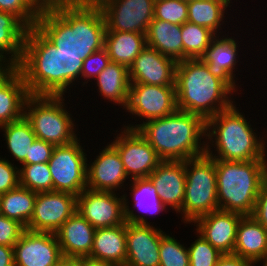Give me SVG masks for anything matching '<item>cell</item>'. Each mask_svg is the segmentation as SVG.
Returning a JSON list of instances; mask_svg holds the SVG:
<instances>
[{
	"label": "cell",
	"instance_id": "obj_1",
	"mask_svg": "<svg viewBox=\"0 0 267 266\" xmlns=\"http://www.w3.org/2000/svg\"><path fill=\"white\" fill-rule=\"evenodd\" d=\"M36 28L61 53L83 55V61L104 48L105 18L94 0L44 4Z\"/></svg>",
	"mask_w": 267,
	"mask_h": 266
},
{
	"label": "cell",
	"instance_id": "obj_2",
	"mask_svg": "<svg viewBox=\"0 0 267 266\" xmlns=\"http://www.w3.org/2000/svg\"><path fill=\"white\" fill-rule=\"evenodd\" d=\"M82 67L83 55L61 53L36 27L27 30L23 58L16 68L30 95L71 94L76 82L81 84Z\"/></svg>",
	"mask_w": 267,
	"mask_h": 266
},
{
	"label": "cell",
	"instance_id": "obj_3",
	"mask_svg": "<svg viewBox=\"0 0 267 266\" xmlns=\"http://www.w3.org/2000/svg\"><path fill=\"white\" fill-rule=\"evenodd\" d=\"M236 105L206 120L205 154L224 161L267 159V131L257 132Z\"/></svg>",
	"mask_w": 267,
	"mask_h": 266
},
{
	"label": "cell",
	"instance_id": "obj_4",
	"mask_svg": "<svg viewBox=\"0 0 267 266\" xmlns=\"http://www.w3.org/2000/svg\"><path fill=\"white\" fill-rule=\"evenodd\" d=\"M137 130L162 160L186 161L205 154L206 120L198 114L177 109Z\"/></svg>",
	"mask_w": 267,
	"mask_h": 266
},
{
	"label": "cell",
	"instance_id": "obj_5",
	"mask_svg": "<svg viewBox=\"0 0 267 266\" xmlns=\"http://www.w3.org/2000/svg\"><path fill=\"white\" fill-rule=\"evenodd\" d=\"M177 109L205 120L232 106L234 91L209 72L201 59L177 62L175 78Z\"/></svg>",
	"mask_w": 267,
	"mask_h": 266
},
{
	"label": "cell",
	"instance_id": "obj_6",
	"mask_svg": "<svg viewBox=\"0 0 267 266\" xmlns=\"http://www.w3.org/2000/svg\"><path fill=\"white\" fill-rule=\"evenodd\" d=\"M219 210L251 216L260 185L267 176V159H215Z\"/></svg>",
	"mask_w": 267,
	"mask_h": 266
},
{
	"label": "cell",
	"instance_id": "obj_7",
	"mask_svg": "<svg viewBox=\"0 0 267 266\" xmlns=\"http://www.w3.org/2000/svg\"><path fill=\"white\" fill-rule=\"evenodd\" d=\"M65 96L30 95L25 103L24 117L36 138L54 146L68 145L78 139L79 124L67 110Z\"/></svg>",
	"mask_w": 267,
	"mask_h": 266
},
{
	"label": "cell",
	"instance_id": "obj_8",
	"mask_svg": "<svg viewBox=\"0 0 267 266\" xmlns=\"http://www.w3.org/2000/svg\"><path fill=\"white\" fill-rule=\"evenodd\" d=\"M185 176V198L177 214L182 216V223L190 225L198 217L219 210L215 159L204 154L186 160Z\"/></svg>",
	"mask_w": 267,
	"mask_h": 266
},
{
	"label": "cell",
	"instance_id": "obj_9",
	"mask_svg": "<svg viewBox=\"0 0 267 266\" xmlns=\"http://www.w3.org/2000/svg\"><path fill=\"white\" fill-rule=\"evenodd\" d=\"M79 139L68 145L55 146L48 161L53 191L79 196L87 188L88 155ZM81 144V145H80Z\"/></svg>",
	"mask_w": 267,
	"mask_h": 266
},
{
	"label": "cell",
	"instance_id": "obj_10",
	"mask_svg": "<svg viewBox=\"0 0 267 266\" xmlns=\"http://www.w3.org/2000/svg\"><path fill=\"white\" fill-rule=\"evenodd\" d=\"M176 110L177 98L175 86H154L144 83H131L129 100L124 111L132 116L130 117L132 120L136 118V122H132L133 124L127 123V125L123 124L122 127L137 130L145 122L165 117L174 113ZM139 119L143 121L141 122ZM138 121L140 122L139 124H137Z\"/></svg>",
	"mask_w": 267,
	"mask_h": 266
},
{
	"label": "cell",
	"instance_id": "obj_11",
	"mask_svg": "<svg viewBox=\"0 0 267 266\" xmlns=\"http://www.w3.org/2000/svg\"><path fill=\"white\" fill-rule=\"evenodd\" d=\"M111 144L117 149L129 180L148 178L163 161L148 141L138 132L121 127ZM118 132V133H117Z\"/></svg>",
	"mask_w": 267,
	"mask_h": 266
},
{
	"label": "cell",
	"instance_id": "obj_12",
	"mask_svg": "<svg viewBox=\"0 0 267 266\" xmlns=\"http://www.w3.org/2000/svg\"><path fill=\"white\" fill-rule=\"evenodd\" d=\"M105 18L106 31L147 34L155 0H94Z\"/></svg>",
	"mask_w": 267,
	"mask_h": 266
},
{
	"label": "cell",
	"instance_id": "obj_13",
	"mask_svg": "<svg viewBox=\"0 0 267 266\" xmlns=\"http://www.w3.org/2000/svg\"><path fill=\"white\" fill-rule=\"evenodd\" d=\"M77 210V196L48 191L36 195L32 217L25 228L34 232L55 233Z\"/></svg>",
	"mask_w": 267,
	"mask_h": 266
},
{
	"label": "cell",
	"instance_id": "obj_14",
	"mask_svg": "<svg viewBox=\"0 0 267 266\" xmlns=\"http://www.w3.org/2000/svg\"><path fill=\"white\" fill-rule=\"evenodd\" d=\"M121 194V196H120ZM95 229L126 223L122 193L85 189L77 196V210Z\"/></svg>",
	"mask_w": 267,
	"mask_h": 266
},
{
	"label": "cell",
	"instance_id": "obj_15",
	"mask_svg": "<svg viewBox=\"0 0 267 266\" xmlns=\"http://www.w3.org/2000/svg\"><path fill=\"white\" fill-rule=\"evenodd\" d=\"M96 155L87 163V189L116 193L122 189L124 192L129 178L117 149L108 142Z\"/></svg>",
	"mask_w": 267,
	"mask_h": 266
},
{
	"label": "cell",
	"instance_id": "obj_16",
	"mask_svg": "<svg viewBox=\"0 0 267 266\" xmlns=\"http://www.w3.org/2000/svg\"><path fill=\"white\" fill-rule=\"evenodd\" d=\"M14 266H55L63 256L55 233L25 229L13 246Z\"/></svg>",
	"mask_w": 267,
	"mask_h": 266
},
{
	"label": "cell",
	"instance_id": "obj_17",
	"mask_svg": "<svg viewBox=\"0 0 267 266\" xmlns=\"http://www.w3.org/2000/svg\"><path fill=\"white\" fill-rule=\"evenodd\" d=\"M166 234L160 226L126 222L125 266H159L160 240Z\"/></svg>",
	"mask_w": 267,
	"mask_h": 266
},
{
	"label": "cell",
	"instance_id": "obj_18",
	"mask_svg": "<svg viewBox=\"0 0 267 266\" xmlns=\"http://www.w3.org/2000/svg\"><path fill=\"white\" fill-rule=\"evenodd\" d=\"M226 35H216L201 60L207 65L211 74L223 80L234 92L238 93L242 84L238 85L235 72L239 69L236 67L241 49L238 48L237 37Z\"/></svg>",
	"mask_w": 267,
	"mask_h": 266
},
{
	"label": "cell",
	"instance_id": "obj_19",
	"mask_svg": "<svg viewBox=\"0 0 267 266\" xmlns=\"http://www.w3.org/2000/svg\"><path fill=\"white\" fill-rule=\"evenodd\" d=\"M177 61L146 46L129 67L131 83L175 86Z\"/></svg>",
	"mask_w": 267,
	"mask_h": 266
},
{
	"label": "cell",
	"instance_id": "obj_20",
	"mask_svg": "<svg viewBox=\"0 0 267 266\" xmlns=\"http://www.w3.org/2000/svg\"><path fill=\"white\" fill-rule=\"evenodd\" d=\"M243 215L222 210L198 217L191 224L195 230L222 254H233L237 227Z\"/></svg>",
	"mask_w": 267,
	"mask_h": 266
},
{
	"label": "cell",
	"instance_id": "obj_21",
	"mask_svg": "<svg viewBox=\"0 0 267 266\" xmlns=\"http://www.w3.org/2000/svg\"><path fill=\"white\" fill-rule=\"evenodd\" d=\"M162 203L178 213L185 198V161L163 160L148 176Z\"/></svg>",
	"mask_w": 267,
	"mask_h": 266
},
{
	"label": "cell",
	"instance_id": "obj_22",
	"mask_svg": "<svg viewBox=\"0 0 267 266\" xmlns=\"http://www.w3.org/2000/svg\"><path fill=\"white\" fill-rule=\"evenodd\" d=\"M130 187L125 188L130 190L129 194L132 197L133 203H130L128 192L123 193L124 199V211H125V220L126 222L133 224H151L155 222H148L147 214L155 215L158 213H162L164 210L167 213V207L162 203L160 196L157 193V189L150 181L149 178H141L131 180L129 185ZM132 206L130 207L129 206ZM134 209H136L139 213L137 214ZM135 211V212H134ZM141 211V213H140ZM145 213V215H144Z\"/></svg>",
	"mask_w": 267,
	"mask_h": 266
},
{
	"label": "cell",
	"instance_id": "obj_23",
	"mask_svg": "<svg viewBox=\"0 0 267 266\" xmlns=\"http://www.w3.org/2000/svg\"><path fill=\"white\" fill-rule=\"evenodd\" d=\"M95 228L77 211L55 232L63 256L88 257Z\"/></svg>",
	"mask_w": 267,
	"mask_h": 266
},
{
	"label": "cell",
	"instance_id": "obj_24",
	"mask_svg": "<svg viewBox=\"0 0 267 266\" xmlns=\"http://www.w3.org/2000/svg\"><path fill=\"white\" fill-rule=\"evenodd\" d=\"M126 223L95 230L91 254L88 258L125 266L126 252Z\"/></svg>",
	"mask_w": 267,
	"mask_h": 266
},
{
	"label": "cell",
	"instance_id": "obj_25",
	"mask_svg": "<svg viewBox=\"0 0 267 266\" xmlns=\"http://www.w3.org/2000/svg\"><path fill=\"white\" fill-rule=\"evenodd\" d=\"M29 96L24 77L15 68L0 83V126L24 117V107Z\"/></svg>",
	"mask_w": 267,
	"mask_h": 266
},
{
	"label": "cell",
	"instance_id": "obj_26",
	"mask_svg": "<svg viewBox=\"0 0 267 266\" xmlns=\"http://www.w3.org/2000/svg\"><path fill=\"white\" fill-rule=\"evenodd\" d=\"M234 255L256 265L267 256V230L252 216H243L237 227Z\"/></svg>",
	"mask_w": 267,
	"mask_h": 266
},
{
	"label": "cell",
	"instance_id": "obj_27",
	"mask_svg": "<svg viewBox=\"0 0 267 266\" xmlns=\"http://www.w3.org/2000/svg\"><path fill=\"white\" fill-rule=\"evenodd\" d=\"M98 96L103 100L118 105L123 110L129 100L130 78L129 68L116 62H110L107 67L94 79ZM97 84V85H96Z\"/></svg>",
	"mask_w": 267,
	"mask_h": 266
},
{
	"label": "cell",
	"instance_id": "obj_28",
	"mask_svg": "<svg viewBox=\"0 0 267 266\" xmlns=\"http://www.w3.org/2000/svg\"><path fill=\"white\" fill-rule=\"evenodd\" d=\"M182 25L153 19L147 34V46L175 61L183 60Z\"/></svg>",
	"mask_w": 267,
	"mask_h": 266
},
{
	"label": "cell",
	"instance_id": "obj_29",
	"mask_svg": "<svg viewBox=\"0 0 267 266\" xmlns=\"http://www.w3.org/2000/svg\"><path fill=\"white\" fill-rule=\"evenodd\" d=\"M147 46L146 34L137 32L106 31L104 48L111 62L129 68Z\"/></svg>",
	"mask_w": 267,
	"mask_h": 266
},
{
	"label": "cell",
	"instance_id": "obj_30",
	"mask_svg": "<svg viewBox=\"0 0 267 266\" xmlns=\"http://www.w3.org/2000/svg\"><path fill=\"white\" fill-rule=\"evenodd\" d=\"M232 2V0H190L187 21L207 27L216 35L225 34V31H221L223 30L221 26L227 22L225 15L229 16L227 11L231 10Z\"/></svg>",
	"mask_w": 267,
	"mask_h": 266
},
{
	"label": "cell",
	"instance_id": "obj_31",
	"mask_svg": "<svg viewBox=\"0 0 267 266\" xmlns=\"http://www.w3.org/2000/svg\"><path fill=\"white\" fill-rule=\"evenodd\" d=\"M28 28L13 14L0 11V52L15 66L23 58Z\"/></svg>",
	"mask_w": 267,
	"mask_h": 266
},
{
	"label": "cell",
	"instance_id": "obj_32",
	"mask_svg": "<svg viewBox=\"0 0 267 266\" xmlns=\"http://www.w3.org/2000/svg\"><path fill=\"white\" fill-rule=\"evenodd\" d=\"M36 195V192L21 186L0 195V214L26 228L33 214Z\"/></svg>",
	"mask_w": 267,
	"mask_h": 266
},
{
	"label": "cell",
	"instance_id": "obj_33",
	"mask_svg": "<svg viewBox=\"0 0 267 266\" xmlns=\"http://www.w3.org/2000/svg\"><path fill=\"white\" fill-rule=\"evenodd\" d=\"M0 132H3L4 141L12 159L21 165L26 158H29V150L36 139L30 123L25 117L0 126Z\"/></svg>",
	"mask_w": 267,
	"mask_h": 266
},
{
	"label": "cell",
	"instance_id": "obj_34",
	"mask_svg": "<svg viewBox=\"0 0 267 266\" xmlns=\"http://www.w3.org/2000/svg\"><path fill=\"white\" fill-rule=\"evenodd\" d=\"M183 60L201 59L216 34L209 28L190 22L182 24Z\"/></svg>",
	"mask_w": 267,
	"mask_h": 266
},
{
	"label": "cell",
	"instance_id": "obj_35",
	"mask_svg": "<svg viewBox=\"0 0 267 266\" xmlns=\"http://www.w3.org/2000/svg\"><path fill=\"white\" fill-rule=\"evenodd\" d=\"M18 166L19 186L36 193L53 191L52 175L48 162Z\"/></svg>",
	"mask_w": 267,
	"mask_h": 266
},
{
	"label": "cell",
	"instance_id": "obj_36",
	"mask_svg": "<svg viewBox=\"0 0 267 266\" xmlns=\"http://www.w3.org/2000/svg\"><path fill=\"white\" fill-rule=\"evenodd\" d=\"M43 5L40 0H0V11L13 14L29 29L36 27Z\"/></svg>",
	"mask_w": 267,
	"mask_h": 266
},
{
	"label": "cell",
	"instance_id": "obj_37",
	"mask_svg": "<svg viewBox=\"0 0 267 266\" xmlns=\"http://www.w3.org/2000/svg\"><path fill=\"white\" fill-rule=\"evenodd\" d=\"M166 233L160 240L159 266H190L188 246Z\"/></svg>",
	"mask_w": 267,
	"mask_h": 266
},
{
	"label": "cell",
	"instance_id": "obj_38",
	"mask_svg": "<svg viewBox=\"0 0 267 266\" xmlns=\"http://www.w3.org/2000/svg\"><path fill=\"white\" fill-rule=\"evenodd\" d=\"M154 19L182 25L188 19L187 0H155Z\"/></svg>",
	"mask_w": 267,
	"mask_h": 266
},
{
	"label": "cell",
	"instance_id": "obj_39",
	"mask_svg": "<svg viewBox=\"0 0 267 266\" xmlns=\"http://www.w3.org/2000/svg\"><path fill=\"white\" fill-rule=\"evenodd\" d=\"M196 239L188 248L190 266H215L223 255L196 230Z\"/></svg>",
	"mask_w": 267,
	"mask_h": 266
},
{
	"label": "cell",
	"instance_id": "obj_40",
	"mask_svg": "<svg viewBox=\"0 0 267 266\" xmlns=\"http://www.w3.org/2000/svg\"><path fill=\"white\" fill-rule=\"evenodd\" d=\"M110 62V58L105 48L89 55L83 61V67L81 71V86L86 87V84H88V82H92Z\"/></svg>",
	"mask_w": 267,
	"mask_h": 266
},
{
	"label": "cell",
	"instance_id": "obj_41",
	"mask_svg": "<svg viewBox=\"0 0 267 266\" xmlns=\"http://www.w3.org/2000/svg\"><path fill=\"white\" fill-rule=\"evenodd\" d=\"M0 156V195L19 186V166Z\"/></svg>",
	"mask_w": 267,
	"mask_h": 266
},
{
	"label": "cell",
	"instance_id": "obj_42",
	"mask_svg": "<svg viewBox=\"0 0 267 266\" xmlns=\"http://www.w3.org/2000/svg\"><path fill=\"white\" fill-rule=\"evenodd\" d=\"M24 230L25 227L18 221L0 214V245L13 247Z\"/></svg>",
	"mask_w": 267,
	"mask_h": 266
},
{
	"label": "cell",
	"instance_id": "obj_43",
	"mask_svg": "<svg viewBox=\"0 0 267 266\" xmlns=\"http://www.w3.org/2000/svg\"><path fill=\"white\" fill-rule=\"evenodd\" d=\"M54 145L36 138L29 150V158L21 165L47 163L53 153Z\"/></svg>",
	"mask_w": 267,
	"mask_h": 266
},
{
	"label": "cell",
	"instance_id": "obj_44",
	"mask_svg": "<svg viewBox=\"0 0 267 266\" xmlns=\"http://www.w3.org/2000/svg\"><path fill=\"white\" fill-rule=\"evenodd\" d=\"M251 216L267 230V176L260 185Z\"/></svg>",
	"mask_w": 267,
	"mask_h": 266
},
{
	"label": "cell",
	"instance_id": "obj_45",
	"mask_svg": "<svg viewBox=\"0 0 267 266\" xmlns=\"http://www.w3.org/2000/svg\"><path fill=\"white\" fill-rule=\"evenodd\" d=\"M215 266H255L250 260L234 254H223Z\"/></svg>",
	"mask_w": 267,
	"mask_h": 266
},
{
	"label": "cell",
	"instance_id": "obj_46",
	"mask_svg": "<svg viewBox=\"0 0 267 266\" xmlns=\"http://www.w3.org/2000/svg\"><path fill=\"white\" fill-rule=\"evenodd\" d=\"M0 266H14L13 247L0 245Z\"/></svg>",
	"mask_w": 267,
	"mask_h": 266
},
{
	"label": "cell",
	"instance_id": "obj_47",
	"mask_svg": "<svg viewBox=\"0 0 267 266\" xmlns=\"http://www.w3.org/2000/svg\"><path fill=\"white\" fill-rule=\"evenodd\" d=\"M16 66L0 52V80H4Z\"/></svg>",
	"mask_w": 267,
	"mask_h": 266
},
{
	"label": "cell",
	"instance_id": "obj_48",
	"mask_svg": "<svg viewBox=\"0 0 267 266\" xmlns=\"http://www.w3.org/2000/svg\"><path fill=\"white\" fill-rule=\"evenodd\" d=\"M55 266H81V257L62 256Z\"/></svg>",
	"mask_w": 267,
	"mask_h": 266
},
{
	"label": "cell",
	"instance_id": "obj_49",
	"mask_svg": "<svg viewBox=\"0 0 267 266\" xmlns=\"http://www.w3.org/2000/svg\"><path fill=\"white\" fill-rule=\"evenodd\" d=\"M81 266H115V265L94 260L88 257H81Z\"/></svg>",
	"mask_w": 267,
	"mask_h": 266
},
{
	"label": "cell",
	"instance_id": "obj_50",
	"mask_svg": "<svg viewBox=\"0 0 267 266\" xmlns=\"http://www.w3.org/2000/svg\"><path fill=\"white\" fill-rule=\"evenodd\" d=\"M43 4H50L53 2L65 1V0H40Z\"/></svg>",
	"mask_w": 267,
	"mask_h": 266
},
{
	"label": "cell",
	"instance_id": "obj_51",
	"mask_svg": "<svg viewBox=\"0 0 267 266\" xmlns=\"http://www.w3.org/2000/svg\"><path fill=\"white\" fill-rule=\"evenodd\" d=\"M259 265L261 264L262 266H267V256L265 258H263L262 260H260Z\"/></svg>",
	"mask_w": 267,
	"mask_h": 266
}]
</instances>
